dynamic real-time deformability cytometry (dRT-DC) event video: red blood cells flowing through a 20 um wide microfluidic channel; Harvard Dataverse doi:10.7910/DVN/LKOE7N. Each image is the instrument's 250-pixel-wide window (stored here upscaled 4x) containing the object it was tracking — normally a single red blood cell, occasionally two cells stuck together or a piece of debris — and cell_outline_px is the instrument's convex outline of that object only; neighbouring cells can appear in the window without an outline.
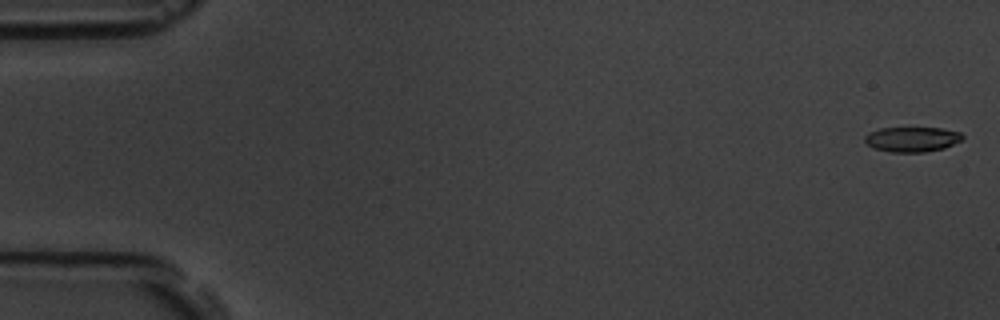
{"species": "common noctule bat (a hibernating species)", "species_latin": "Nyctalus noctula", "temperature_condition": "room temperature", "stored_images_in_passage": 5, "camera_frame_rate_fps": 3000, "um_per_image_px": 0.085, "animal": {"sex": "male", "body_mass_g": 19.5, "forearm_length_mm": 54.6}, "frame": {"image": 1, "passage_image": 1, "time_ms": 0.0, "image_size_px": [1000, 320], "cell_outline_px": [[964, 136], [960, 140], [944, 148], [924, 152], [892, 152], [872, 148], [864, 140], [864, 136], [868, 132], [880, 128], [940, 128], [960, 132]], "centroid_in_image_um": [77.48, 11.84], "position_along_channel_um": 7.5, "area_um2": 14.16}}